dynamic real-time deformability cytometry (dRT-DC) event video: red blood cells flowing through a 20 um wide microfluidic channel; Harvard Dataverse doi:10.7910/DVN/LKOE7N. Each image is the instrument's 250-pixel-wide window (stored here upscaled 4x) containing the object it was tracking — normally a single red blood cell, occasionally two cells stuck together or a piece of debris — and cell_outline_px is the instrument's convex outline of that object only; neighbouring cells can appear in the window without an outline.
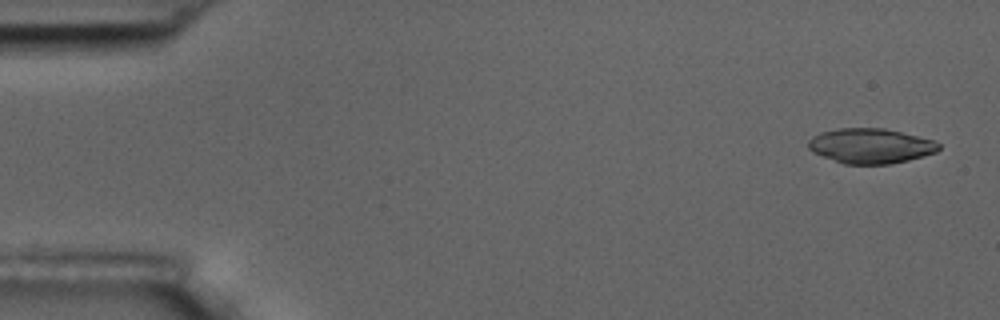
{"species": "common noctule bat (a hibernating species)", "species_latin": "Nyctalus noctula", "temperature_condition": "room temperature", "stored_images_in_passage": 56, "camera_frame_rate_fps": 3000, "um_per_image_px": 0.085, "animal": {"sex": "male", "body_mass_g": 17.5, "forearm_length_mm": 52.3}, "frame": {"image": 1, "passage_image": 3, "time_ms": 0.667, "image_size_px": [1000, 320], "cell_outline_px": [[940, 148], [936, 152], [908, 160], [892, 164], [844, 164], [812, 152], [808, 148], [808, 140], [812, 136], [820, 132], [836, 128], [884, 128], [936, 140], [940, 144]], "centroid_in_image_um": [73.99, 12.39], "position_along_channel_um": 11.0, "area_um2": 26.76}}
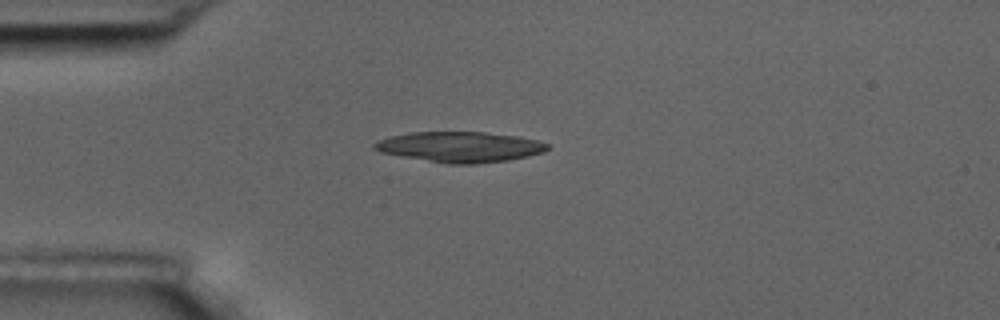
{"frame": {"image": 2, "passage_image": 15, "time_ms": 4.667, "image_size_px": [1000, 320], "cell_outline_px": [[548, 148], [544, 152], [528, 156], [508, 160], [476, 164], [448, 164], [380, 152], [372, 148], [372, 144], [376, 140], [388, 136], [408, 132], [484, 132], [516, 136], [536, 140], [548, 144]], "centroid_in_image_um": [39.04, 12.48], "position_along_channel_um": 46.0, "area_um2": 30.75}}
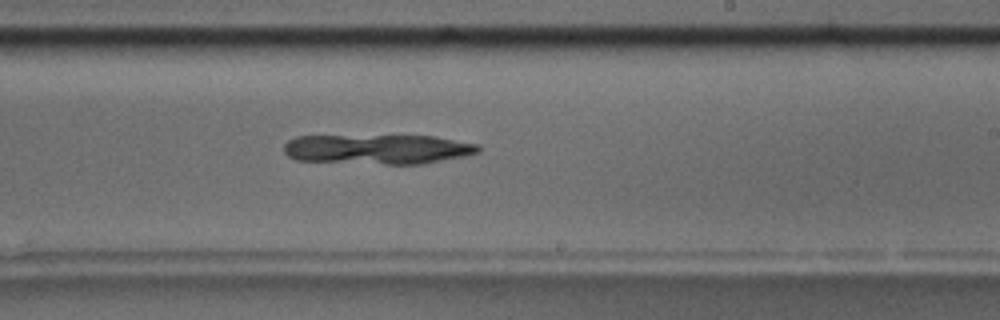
{"frame": {"image": 3, "passage_image": 34, "time_ms": 11.0, "image_size_px": [1000, 320], "cell_outline_px": [[480, 152], [468, 156], [420, 164], [384, 164], [296, 160], [288, 156], [284, 152], [284, 144], [288, 140], [296, 136], [432, 136], [476, 144], [480, 148]], "centroid_in_image_um": [32.1, 12.69], "position_along_channel_um": 256.9, "area_um2": 33.64}}